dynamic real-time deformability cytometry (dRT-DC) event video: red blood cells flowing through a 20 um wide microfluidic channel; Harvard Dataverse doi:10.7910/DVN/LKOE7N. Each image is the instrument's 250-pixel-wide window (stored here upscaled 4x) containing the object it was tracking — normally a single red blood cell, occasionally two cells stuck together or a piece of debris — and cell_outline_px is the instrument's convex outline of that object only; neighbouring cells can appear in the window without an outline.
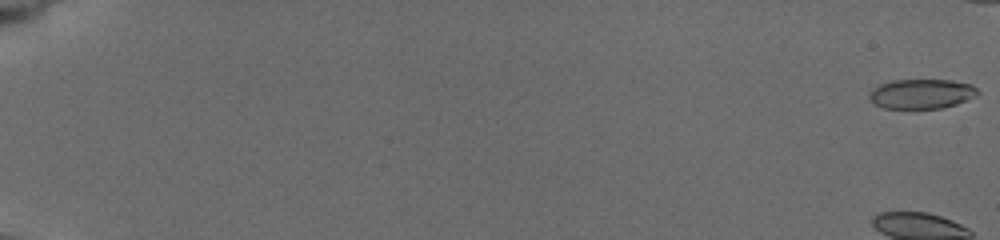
{"species": "common noctule bat (a hibernating species)", "species_latin": "Nyctalus noctula", "temperature_condition": "cold", "stored_images_in_passage": 31, "camera_frame_rate_fps": 3000, "um_per_image_px": 0.085, "animal": {"sex": "female", "body_mass_g": 19.5, "forearm_length_mm": 54.1}, "frame": {"image": 1, "passage_image": 1, "time_ms": 0.0, "image_size_px": [1000, 240], "cell_outline_px": [[980, 92], [976, 96], [956, 104], [944, 108], [884, 108], [876, 104], [868, 96], [868, 92], [872, 88], [880, 84], [892, 80], [952, 80], [972, 84]], "centroid_in_image_um": [78.34, 7.97], "position_along_channel_um": 6.7, "area_um2": 18.79}}